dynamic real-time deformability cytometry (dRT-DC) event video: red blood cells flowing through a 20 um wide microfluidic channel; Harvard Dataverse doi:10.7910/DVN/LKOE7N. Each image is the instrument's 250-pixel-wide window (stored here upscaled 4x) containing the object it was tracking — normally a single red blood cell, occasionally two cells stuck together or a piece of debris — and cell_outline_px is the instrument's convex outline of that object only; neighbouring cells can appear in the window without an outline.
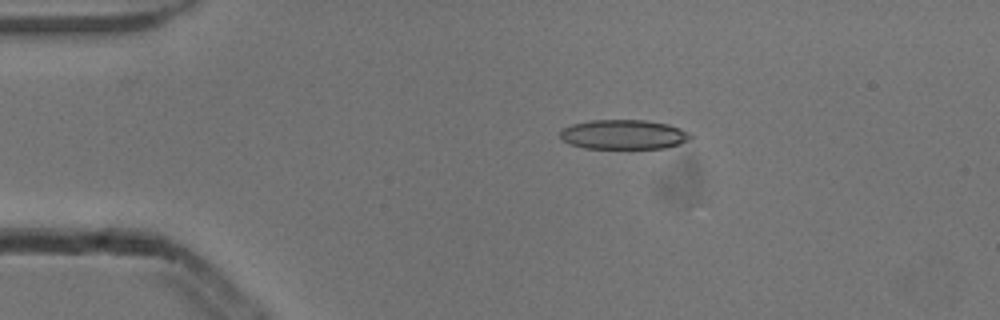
{"species": "common noctule bat (a hibernating species)", "species_latin": "Nyctalus noctula", "temperature_condition": "cold", "stored_images_in_passage": 5, "camera_frame_rate_fps": 3000, "um_per_image_px": 0.085, "animal": {"sex": "male", "body_mass_g": 13.3}, "frame": {"image": 1, "passage_image": 3, "time_ms": 0.667, "image_size_px": [1000, 320], "cell_outline_px": [[692, 136], [688, 140], [680, 144], [664, 148], [584, 148], [568, 144], [560, 136], [560, 132], [564, 128], [572, 124], [592, 120], [644, 120], [668, 124], [680, 128], [688, 132]], "centroid_in_image_um": [53.01, 11.43], "position_along_channel_um": 32.0, "area_um2": 22.37}}
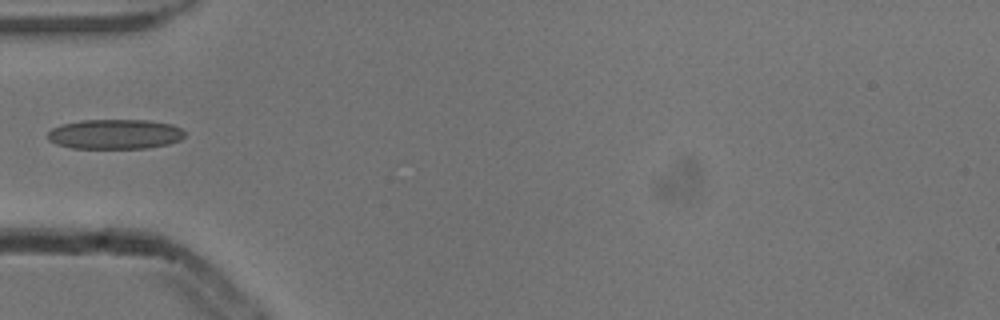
{"frame": {"image": 2, "passage_image": 5, "time_ms": 1.333, "image_size_px": [1000, 320], "cell_outline_px": [[184, 136], [180, 140], [168, 144], [148, 148], [72, 148], [56, 144], [48, 140], [48, 132], [52, 128], [60, 124], [80, 120], [148, 120], [172, 124], [180, 128], [184, 132]], "centroid_in_image_um": [9.75, 11.4], "position_along_channel_um": 75.2, "area_um2": 23.93}}